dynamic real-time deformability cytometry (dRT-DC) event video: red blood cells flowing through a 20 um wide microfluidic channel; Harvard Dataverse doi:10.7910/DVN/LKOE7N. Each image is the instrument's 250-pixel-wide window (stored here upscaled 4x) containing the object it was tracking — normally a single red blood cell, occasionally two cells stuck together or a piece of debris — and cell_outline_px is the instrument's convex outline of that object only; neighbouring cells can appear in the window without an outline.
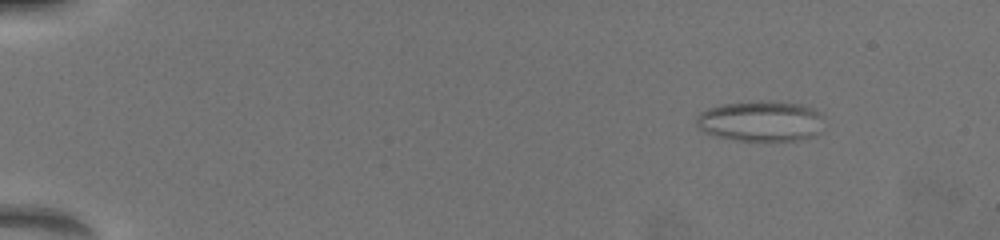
{"species": "common noctule bat (a hibernating species)", "species_latin": "Nyctalus noctula", "temperature_condition": "warm", "stored_images_in_passage": 48, "camera_frame_rate_fps": 3000, "um_per_image_px": 0.085, "animal": {"sex": "female", "body_mass_g": 19.5, "forearm_length_mm": 54.1}, "frame": {"image": 1, "passage_image": 7, "time_ms": 2.333, "image_size_px": [1000, 240], "cell_outline_px": [[824, 116], [816, 132], [812, 136], [796, 140], [732, 140], [716, 136], [704, 132], [696, 124], [696, 116], [700, 112], [708, 108], [720, 104], [800, 104], [812, 108], [820, 112]], "centroid_in_image_um": [64.6, 10.34], "position_along_channel_um": 20.4, "area_um2": 28.9}}
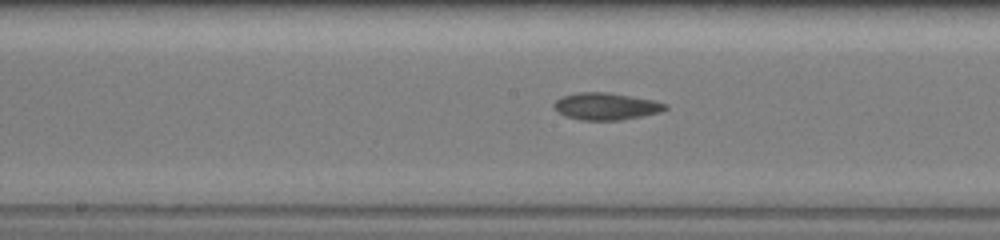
{"frame": {"image": 2, "passage_image": 27, "time_ms": 10.333, "image_size_px": [1000, 240], "cell_outline_px": [[668, 108], [660, 112], [620, 120], [580, 120], [568, 116], [560, 112], [552, 104], [556, 100], [564, 96], [580, 92], [604, 92], [652, 100], [668, 104]], "centroid_in_image_um": [51.53, 9.04], "position_along_channel_um": 196.7, "area_um2": 17.11}}
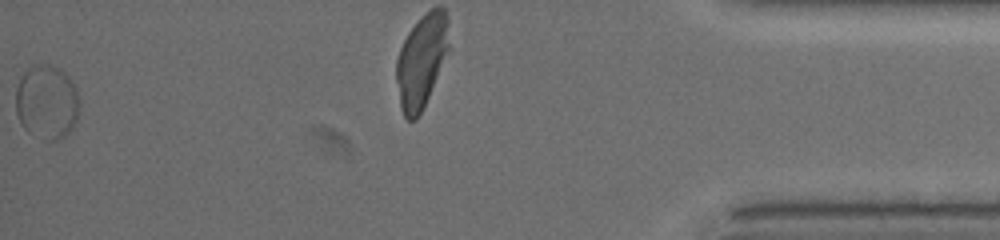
{"frame": {"image": 3, "passage_image": 48, "time_ms": 18.667, "image_size_px": [1000, 240], "cell_outline_px": [[80, 104], [76, 120], [72, 128], [64, 136], [52, 140], [28, 132], [24, 128], [16, 112], [16, 88], [20, 76], [32, 64], [48, 64], [60, 68], [68, 76], [76, 88]], "centroid_in_image_um": [3.97, 8.62], "position_along_channel_um": 431.2, "area_um2": 27.46}, "authors_computed_cell_mechanics": {"area_um2": 21.4438, "velocity_mm_per_s": 3.8496, "shape_relaxation_time_tau1_ms": null, "shape_relaxation_time_tau2_ms": 2.0982, "deformation_change_tau1": null, "deformation_change_tau2": 0.0733}}